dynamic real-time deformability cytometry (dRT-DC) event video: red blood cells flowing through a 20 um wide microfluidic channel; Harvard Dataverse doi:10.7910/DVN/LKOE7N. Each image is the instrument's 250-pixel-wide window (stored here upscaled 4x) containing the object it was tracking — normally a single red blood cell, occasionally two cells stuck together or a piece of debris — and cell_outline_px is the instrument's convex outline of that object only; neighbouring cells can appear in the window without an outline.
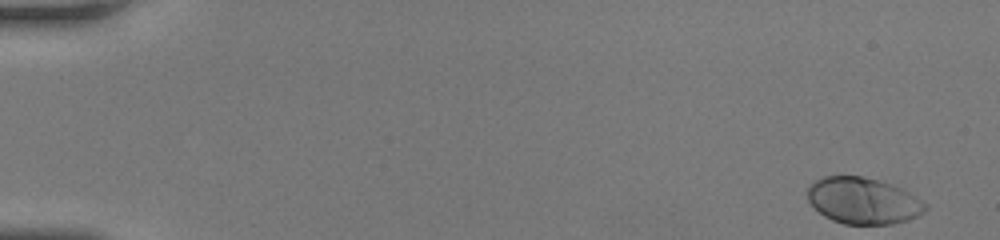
{"species": "human", "species_latin": "Homo sapiens", "temperature_condition": "room temperature", "stored_images_in_passage": 49, "camera_frame_rate_fps": 3000, "um_per_image_px": 0.085, "donor": {"sex": "female"}, "frame": {"image": 1, "passage_image": 1, "time_ms": 0.0, "image_size_px": [1000, 240], "cell_outline_px": [[928, 208], [924, 212], [908, 220], [892, 224], [844, 224], [832, 220], [824, 216], [808, 200], [808, 188], [812, 180], [824, 176], [860, 176], [892, 184], [908, 192], [920, 200]], "centroid_in_image_um": [73.33, 17.06], "position_along_channel_um": 11.7, "area_um2": 31.62}}
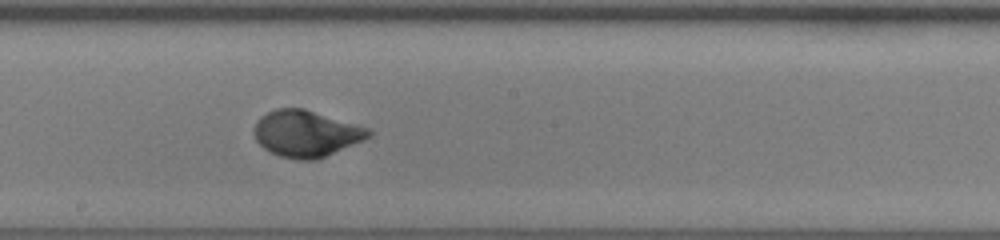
{"frame": {"image": 2, "passage_image": 28, "time_ms": 9.0, "image_size_px": [1000, 240], "cell_outline_px": [[372, 136], [364, 140], [316, 160], [300, 160], [280, 156], [264, 148], [256, 140], [252, 132], [252, 128], [256, 120], [260, 116], [276, 108], [304, 108], [368, 128], [372, 132]], "centroid_in_image_um": [25.99, 11.35], "position_along_channel_um": 222.2, "area_um2": 31.04}}
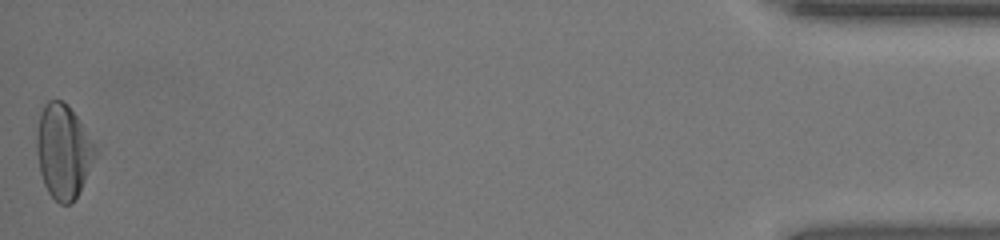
{"frame": {"image": 3, "passage_image": 49, "time_ms": 16.0, "image_size_px": [1000, 240], "cell_outline_px": [[92, 156], [84, 180], [72, 204], [60, 204], [48, 192], [44, 184], [40, 172], [36, 152], [36, 136], [40, 112], [44, 104], [48, 100], [64, 100], [68, 104], [80, 120], [92, 144]], "centroid_in_image_um": [5.29, 12.82], "position_along_channel_um": 429.9, "area_um2": 31.15}, "authors_computed_cell_mechanics": {"area_um2": 30.6918, "velocity_mm_per_s": 4.2399, "shape_relaxation_time_tau1_ms": 3.222, "shape_relaxation_time_tau2_ms": null, "deformation_change_tau1": 0.1896, "deformation_change_tau2": null}}